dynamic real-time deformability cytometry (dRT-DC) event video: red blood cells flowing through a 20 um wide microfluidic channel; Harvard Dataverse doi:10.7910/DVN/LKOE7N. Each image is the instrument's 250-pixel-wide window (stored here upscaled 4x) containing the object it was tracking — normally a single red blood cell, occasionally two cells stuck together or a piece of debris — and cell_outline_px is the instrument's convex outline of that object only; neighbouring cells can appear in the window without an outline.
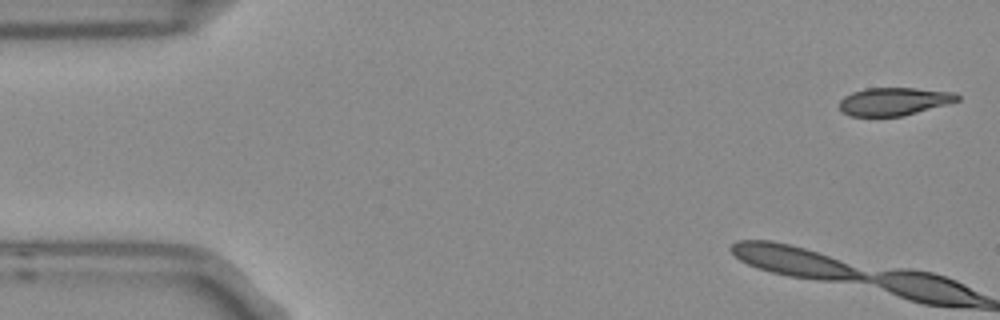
{"species": "Egyptian fruit bat (a non-hibernating species)", "species_latin": "Rousettus aegyptiacus", "temperature_condition": "room temperature", "stored_images_in_passage": 5, "camera_frame_rate_fps": 3000, "um_per_image_px": 0.085, "frame": {"image": 1, "passage_image": 1, "time_ms": 0.0, "image_size_px": [1000, 320], "cell_outline_px": [[960, 100], [904, 116], [848, 116], [840, 112], [840, 100], [844, 96], [852, 92], [864, 88], [916, 88], [956, 92], [960, 96]], "centroid_in_image_um": [75.98, 8.62], "position_along_channel_um": 9.0, "area_um2": 19.36}}
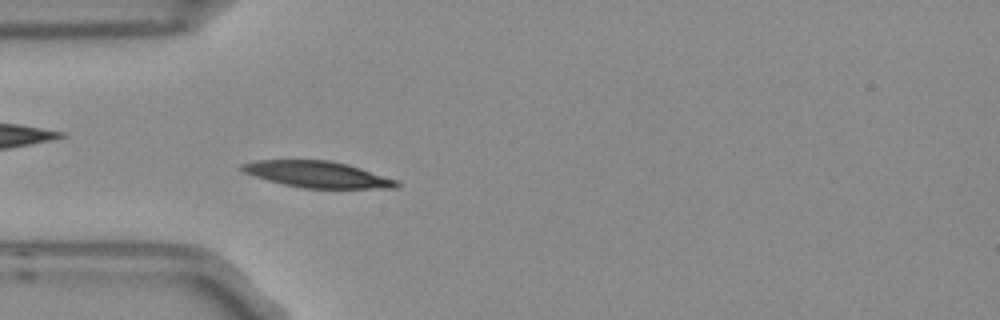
{"frame": {"image": 2, "passage_image": 5, "time_ms": 1.333, "image_size_px": [1000, 320], "cell_outline_px": [[400, 188], [304, 188], [284, 184], [268, 180], [244, 172], [240, 168], [240, 164], [256, 160], [332, 160], [348, 164], [396, 180], [400, 184]], "centroid_in_image_um": [26.98, 14.82], "position_along_channel_um": 58.0, "area_um2": 23.52}}